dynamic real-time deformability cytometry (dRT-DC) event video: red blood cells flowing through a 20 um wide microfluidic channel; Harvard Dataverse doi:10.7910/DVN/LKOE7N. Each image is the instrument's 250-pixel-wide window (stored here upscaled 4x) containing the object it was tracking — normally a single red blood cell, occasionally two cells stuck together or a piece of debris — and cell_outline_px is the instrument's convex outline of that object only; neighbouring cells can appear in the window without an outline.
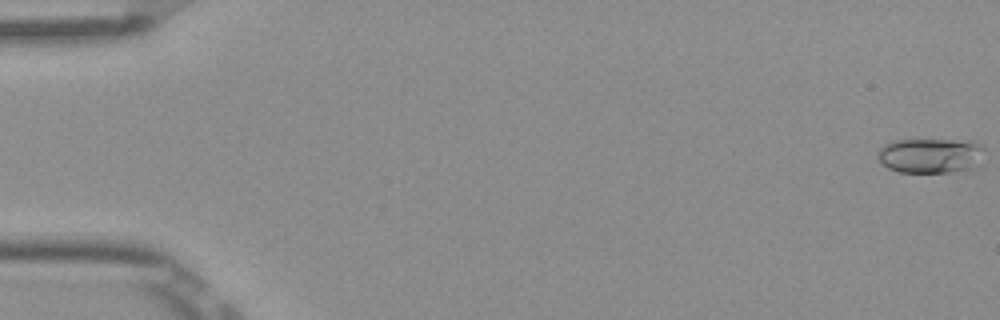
{"species": "Egyptian fruit bat (a non-hibernating species)", "species_latin": "Rousettus aegyptiacus", "temperature_condition": "room temperature", "stored_images_in_passage": 53, "camera_frame_rate_fps": 3000, "um_per_image_px": 0.085, "frame": {"image": 1, "passage_image": 1, "time_ms": 0.0, "image_size_px": [1000, 320], "cell_outline_px": [[984, 148], [980, 168], [948, 172], [900, 172], [888, 168], [880, 164], [876, 160], [876, 152], [884, 144], [892, 140], [972, 140], [980, 144]], "centroid_in_image_um": [79.1, 13.23], "position_along_channel_um": 5.9, "area_um2": 22.43}}
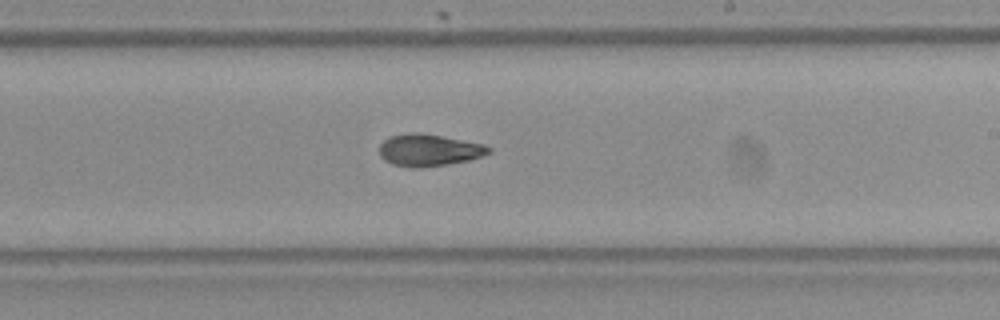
{"frame": {"image": 2, "passage_image": 32, "time_ms": 10.333, "image_size_px": [1000, 320], "cell_outline_px": [[492, 152], [468, 160], [420, 168], [412, 168], [392, 164], [384, 160], [380, 156], [380, 144], [384, 140], [392, 136], [408, 132], [420, 132], [484, 144], [492, 148]], "centroid_in_image_um": [36.44, 12.75], "position_along_channel_um": 252.6, "area_um2": 20.29}}
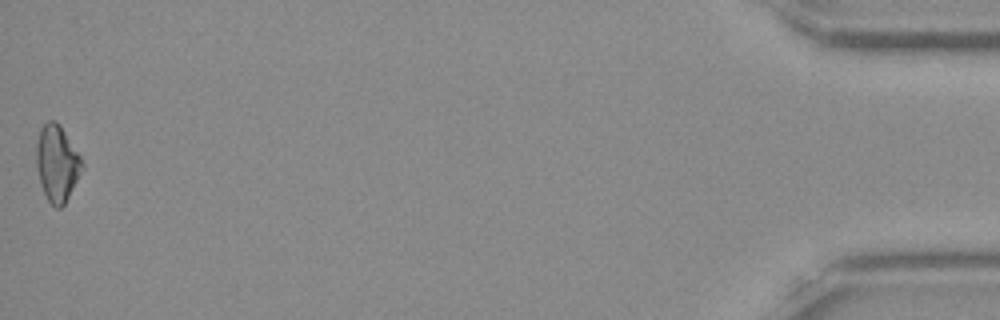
{"frame": {"image": 3, "passage_image": 53, "time_ms": 17.333, "image_size_px": [1000, 320], "cell_outline_px": [[84, 168], [64, 204], [60, 208], [56, 208], [48, 200], [40, 184], [36, 164], [36, 144], [40, 128], [48, 120], [56, 120], [60, 124], [80, 156], [84, 164]], "centroid_in_image_um": [4.84, 13.86], "position_along_channel_um": 430.4, "area_um2": 20.35}, "authors_computed_cell_mechanics": {"area_um2": 20.0566, "velocity_mm_per_s": 3.8978, "shape_relaxation_time_tau1_ms": 6.7338, "shape_relaxation_time_tau2_ms": 10.152, "deformation_change_tau1": 0.1576, "deformation_change_tau2": 0.1708}}